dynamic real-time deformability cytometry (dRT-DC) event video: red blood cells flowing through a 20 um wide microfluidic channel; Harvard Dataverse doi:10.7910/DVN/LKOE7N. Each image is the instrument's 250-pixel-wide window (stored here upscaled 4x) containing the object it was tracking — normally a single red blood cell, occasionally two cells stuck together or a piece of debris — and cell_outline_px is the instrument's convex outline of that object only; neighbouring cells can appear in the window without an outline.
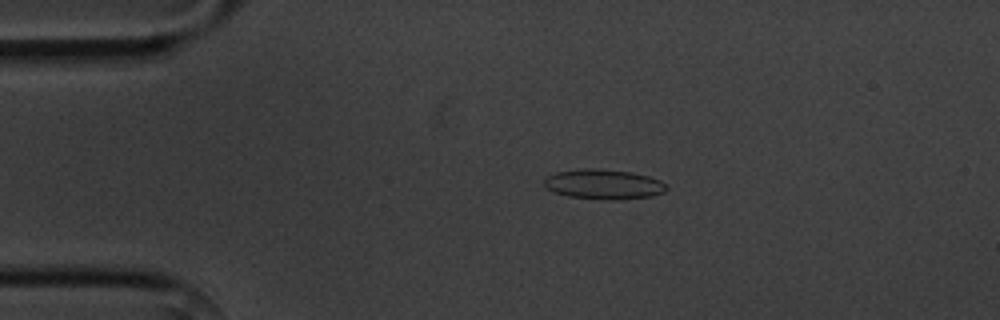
{"species": "common noctule bat (a hibernating species)", "species_latin": "Nyctalus noctula", "temperature_condition": "cold", "stored_images_in_passage": 5, "camera_frame_rate_fps": 3000, "um_per_image_px": 0.085, "animal": {"sex": "male", "body_mass_g": 20.1, "forearm_length_mm": 53.5}, "frame": {"image": 1, "passage_image": 4, "time_ms": 3.333, "image_size_px": [1000, 320], "cell_outline_px": [[668, 188], [664, 192], [652, 196], [620, 200], [604, 200], [568, 196], [556, 192], [548, 188], [544, 184], [544, 176], [556, 172], [580, 168], [596, 168], [632, 172], [648, 176], [660, 180]], "centroid_in_image_um": [51.3, 15.66], "position_along_channel_um": 33.7, "area_um2": 21.5}}